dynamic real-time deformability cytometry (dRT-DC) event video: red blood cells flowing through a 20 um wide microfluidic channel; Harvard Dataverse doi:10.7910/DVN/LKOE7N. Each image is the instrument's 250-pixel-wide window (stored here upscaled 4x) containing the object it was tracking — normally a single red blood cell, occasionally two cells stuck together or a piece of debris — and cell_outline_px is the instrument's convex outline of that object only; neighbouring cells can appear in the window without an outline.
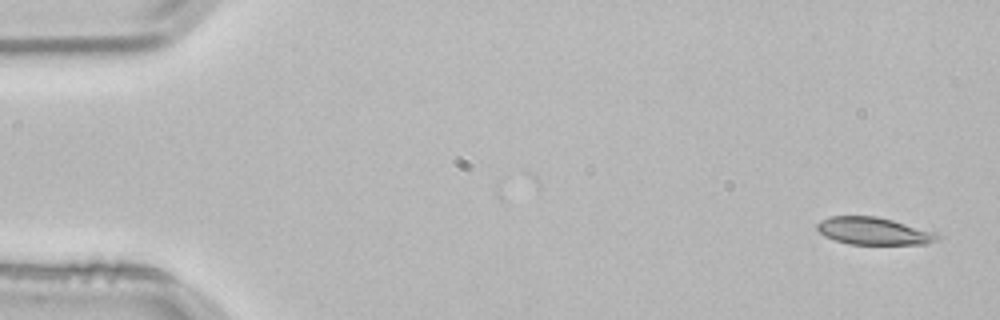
{"species": "common noctule bat (a hibernating species)", "species_latin": "Nyctalus noctula", "temperature_condition": "room temperature", "stored_images_in_passage": 2, "segment_of_instrument_passage": [2, 2], "camera_frame_rate_fps": 3000, "um_per_image_px": 0.085, "animal": {"sex": "male", "body_mass_g": 21.5, "forearm_length_mm": 52.0}, "frame": {"image": 1, "passage_image": 2, "time_ms": 0.333, "image_size_px": [1000, 320], "cell_outline_px": [[940, 240], [928, 244], [848, 244], [824, 236], [816, 228], [816, 224], [820, 220], [828, 216], [876, 216], [892, 220], [936, 232], [940, 236]], "centroid_in_image_um": [74.27, 19.64], "position_along_channel_um": 10.7, "area_um2": 19.31}}